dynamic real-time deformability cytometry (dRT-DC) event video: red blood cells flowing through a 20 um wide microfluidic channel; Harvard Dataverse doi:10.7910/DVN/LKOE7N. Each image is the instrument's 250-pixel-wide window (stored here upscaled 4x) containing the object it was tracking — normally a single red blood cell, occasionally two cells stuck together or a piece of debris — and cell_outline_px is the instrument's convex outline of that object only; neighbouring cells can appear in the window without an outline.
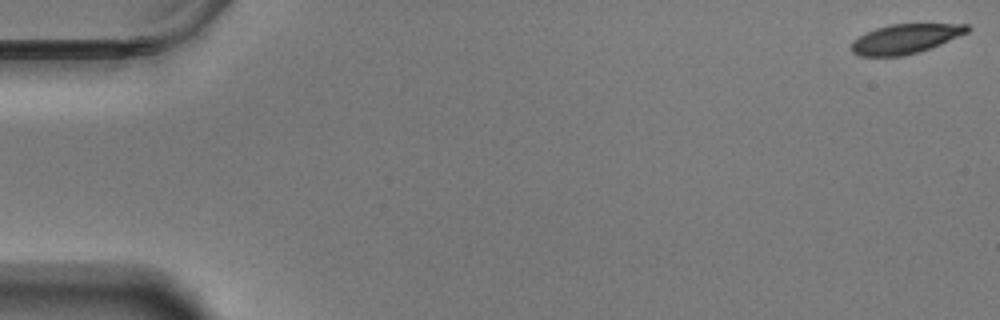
{"species": "Egyptian fruit bat (a non-hibernating species)", "species_latin": "Rousettus aegyptiacus", "temperature_condition": "warm", "stored_images_in_passage": 59, "camera_frame_rate_fps": 3000, "um_per_image_px": 0.085, "animal": {"sex": "male"}, "frame": {"image": 1, "passage_image": 1, "time_ms": 0.0, "image_size_px": [1000, 320], "cell_outline_px": [[972, 28], [968, 32], [940, 44], [920, 52], [900, 56], [860, 56], [852, 52], [852, 40], [876, 28], [892, 24], [968, 24]], "centroid_in_image_um": [76.97, 3.3], "position_along_channel_um": 8.0, "area_um2": 19.77}}
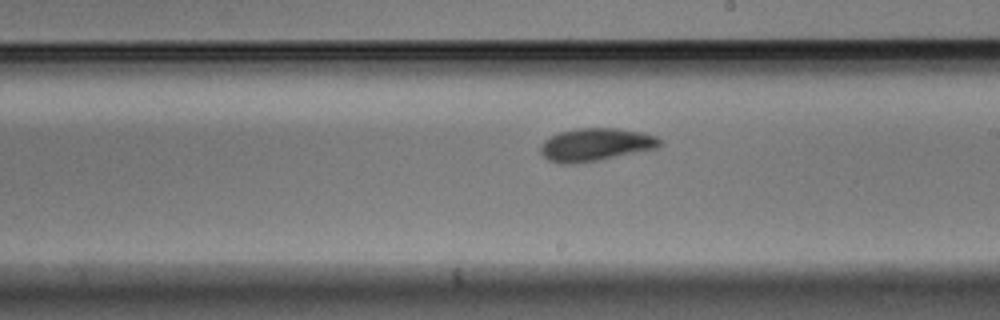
{"frame": {"image": 2, "passage_image": 34, "time_ms": 11.0, "image_size_px": [1000, 320], "cell_outline_px": [[664, 144], [660, 148], [600, 160], [572, 164], [560, 164], [548, 160], [540, 152], [540, 148], [544, 140], [560, 132], [576, 128], [620, 128], [644, 132], [656, 136]], "centroid_in_image_um": [50.69, 12.29], "position_along_channel_um": 238.3, "area_um2": 23.18}}
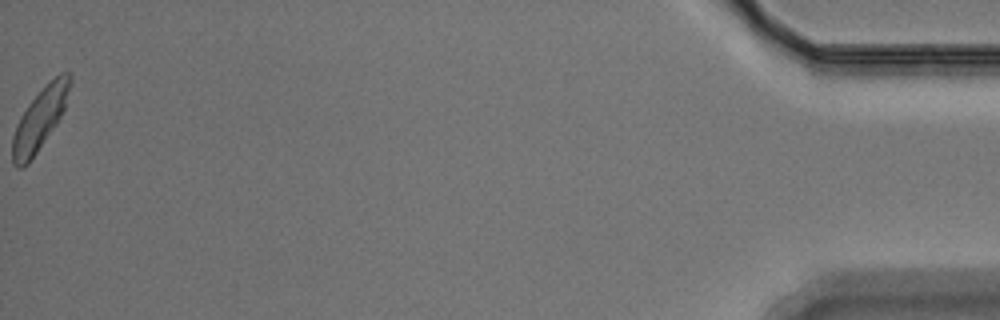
{"frame": {"image": 3, "passage_image": 59, "time_ms": 19.333, "image_size_px": [1000, 320], "cell_outline_px": [[72, 84], [64, 108], [56, 124], [28, 164], [24, 168], [16, 168], [12, 164], [12, 136], [16, 124], [20, 116], [28, 104], [60, 72], [72, 72]], "centroid_in_image_um": [3.37, 10.14], "position_along_channel_um": 431.8, "area_um2": 20.52}, "authors_computed_cell_mechanics": {"area_um2": 21.5594, "velocity_mm_per_s": 3.4756, "shape_relaxation_time_tau1_ms": 2.4456, "shape_relaxation_time_tau2_ms": 3.1507, "deformation_change_tau1": 0.1369, "deformation_change_tau2": 0.0756}}